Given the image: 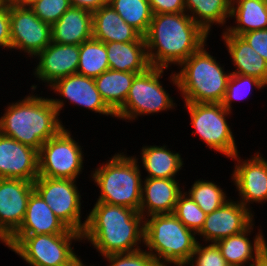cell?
<instances>
[{
    "instance_id": "ac0fdd59",
    "label": "cell",
    "mask_w": 267,
    "mask_h": 266,
    "mask_svg": "<svg viewBox=\"0 0 267 266\" xmlns=\"http://www.w3.org/2000/svg\"><path fill=\"white\" fill-rule=\"evenodd\" d=\"M38 177V150L0 133V178L34 182Z\"/></svg>"
},
{
    "instance_id": "b9f144b4",
    "label": "cell",
    "mask_w": 267,
    "mask_h": 266,
    "mask_svg": "<svg viewBox=\"0 0 267 266\" xmlns=\"http://www.w3.org/2000/svg\"><path fill=\"white\" fill-rule=\"evenodd\" d=\"M258 232V259L267 264V239L263 234L261 226H257Z\"/></svg>"
},
{
    "instance_id": "7a4b0ae2",
    "label": "cell",
    "mask_w": 267,
    "mask_h": 266,
    "mask_svg": "<svg viewBox=\"0 0 267 266\" xmlns=\"http://www.w3.org/2000/svg\"><path fill=\"white\" fill-rule=\"evenodd\" d=\"M144 39L150 65L171 70L206 43L209 35L186 12L164 13L153 14Z\"/></svg>"
},
{
    "instance_id": "f1b7e54d",
    "label": "cell",
    "mask_w": 267,
    "mask_h": 266,
    "mask_svg": "<svg viewBox=\"0 0 267 266\" xmlns=\"http://www.w3.org/2000/svg\"><path fill=\"white\" fill-rule=\"evenodd\" d=\"M137 73L106 70L94 78L97 90L106 105L116 113L125 103Z\"/></svg>"
},
{
    "instance_id": "6da1fadb",
    "label": "cell",
    "mask_w": 267,
    "mask_h": 266,
    "mask_svg": "<svg viewBox=\"0 0 267 266\" xmlns=\"http://www.w3.org/2000/svg\"><path fill=\"white\" fill-rule=\"evenodd\" d=\"M82 242L91 243L103 257L144 248V217L122 205L95 202L88 211Z\"/></svg>"
},
{
    "instance_id": "4316f807",
    "label": "cell",
    "mask_w": 267,
    "mask_h": 266,
    "mask_svg": "<svg viewBox=\"0 0 267 266\" xmlns=\"http://www.w3.org/2000/svg\"><path fill=\"white\" fill-rule=\"evenodd\" d=\"M109 69L140 74L151 67L145 42L105 43Z\"/></svg>"
},
{
    "instance_id": "d6986e66",
    "label": "cell",
    "mask_w": 267,
    "mask_h": 266,
    "mask_svg": "<svg viewBox=\"0 0 267 266\" xmlns=\"http://www.w3.org/2000/svg\"><path fill=\"white\" fill-rule=\"evenodd\" d=\"M179 180L143 178L139 213L144 219L151 215L174 212L178 196L184 191V183L181 184Z\"/></svg>"
},
{
    "instance_id": "e0dca14e",
    "label": "cell",
    "mask_w": 267,
    "mask_h": 266,
    "mask_svg": "<svg viewBox=\"0 0 267 266\" xmlns=\"http://www.w3.org/2000/svg\"><path fill=\"white\" fill-rule=\"evenodd\" d=\"M34 182L0 178V233L8 240L22 224Z\"/></svg>"
},
{
    "instance_id": "9a60e30c",
    "label": "cell",
    "mask_w": 267,
    "mask_h": 266,
    "mask_svg": "<svg viewBox=\"0 0 267 266\" xmlns=\"http://www.w3.org/2000/svg\"><path fill=\"white\" fill-rule=\"evenodd\" d=\"M33 59L37 64L34 66L32 75L39 83L37 85L35 83L32 84L30 90L37 91L38 87H40L38 86L39 84L48 88L56 80L77 73L79 46L51 42Z\"/></svg>"
},
{
    "instance_id": "4dcf8cb0",
    "label": "cell",
    "mask_w": 267,
    "mask_h": 266,
    "mask_svg": "<svg viewBox=\"0 0 267 266\" xmlns=\"http://www.w3.org/2000/svg\"><path fill=\"white\" fill-rule=\"evenodd\" d=\"M109 70L106 46L104 42L91 38L79 46V64L77 73L96 78Z\"/></svg>"
},
{
    "instance_id": "603a6c76",
    "label": "cell",
    "mask_w": 267,
    "mask_h": 266,
    "mask_svg": "<svg viewBox=\"0 0 267 266\" xmlns=\"http://www.w3.org/2000/svg\"><path fill=\"white\" fill-rule=\"evenodd\" d=\"M226 50L235 70L233 74L252 76L267 86V62L239 35L222 34Z\"/></svg>"
},
{
    "instance_id": "ee69618b",
    "label": "cell",
    "mask_w": 267,
    "mask_h": 266,
    "mask_svg": "<svg viewBox=\"0 0 267 266\" xmlns=\"http://www.w3.org/2000/svg\"><path fill=\"white\" fill-rule=\"evenodd\" d=\"M68 266H88L85 263H83V260L81 259V256H78L73 262H71ZM89 266H95L93 265H89Z\"/></svg>"
},
{
    "instance_id": "484cf974",
    "label": "cell",
    "mask_w": 267,
    "mask_h": 266,
    "mask_svg": "<svg viewBox=\"0 0 267 266\" xmlns=\"http://www.w3.org/2000/svg\"><path fill=\"white\" fill-rule=\"evenodd\" d=\"M256 227L254 221L243 232L216 242L229 266H251L258 259V232L255 230ZM252 233L255 236L251 238Z\"/></svg>"
},
{
    "instance_id": "83f0119b",
    "label": "cell",
    "mask_w": 267,
    "mask_h": 266,
    "mask_svg": "<svg viewBox=\"0 0 267 266\" xmlns=\"http://www.w3.org/2000/svg\"><path fill=\"white\" fill-rule=\"evenodd\" d=\"M232 0H185L186 13L209 36L213 26L224 27L230 20ZM211 32V33H210Z\"/></svg>"
},
{
    "instance_id": "ab89813d",
    "label": "cell",
    "mask_w": 267,
    "mask_h": 266,
    "mask_svg": "<svg viewBox=\"0 0 267 266\" xmlns=\"http://www.w3.org/2000/svg\"><path fill=\"white\" fill-rule=\"evenodd\" d=\"M153 14L184 13L185 0H148Z\"/></svg>"
},
{
    "instance_id": "30bf717a",
    "label": "cell",
    "mask_w": 267,
    "mask_h": 266,
    "mask_svg": "<svg viewBox=\"0 0 267 266\" xmlns=\"http://www.w3.org/2000/svg\"><path fill=\"white\" fill-rule=\"evenodd\" d=\"M70 130L64 127L56 136L43 143L38 151V176L80 179L85 163L84 148Z\"/></svg>"
},
{
    "instance_id": "8fae6325",
    "label": "cell",
    "mask_w": 267,
    "mask_h": 266,
    "mask_svg": "<svg viewBox=\"0 0 267 266\" xmlns=\"http://www.w3.org/2000/svg\"><path fill=\"white\" fill-rule=\"evenodd\" d=\"M77 184V180L38 176L34 181V190L69 229L82 234L87 216L85 220L82 218L84 201Z\"/></svg>"
},
{
    "instance_id": "bcb514c9",
    "label": "cell",
    "mask_w": 267,
    "mask_h": 266,
    "mask_svg": "<svg viewBox=\"0 0 267 266\" xmlns=\"http://www.w3.org/2000/svg\"><path fill=\"white\" fill-rule=\"evenodd\" d=\"M251 266H267V264L257 259Z\"/></svg>"
},
{
    "instance_id": "f35d334b",
    "label": "cell",
    "mask_w": 267,
    "mask_h": 266,
    "mask_svg": "<svg viewBox=\"0 0 267 266\" xmlns=\"http://www.w3.org/2000/svg\"><path fill=\"white\" fill-rule=\"evenodd\" d=\"M241 36L267 62V29L246 32Z\"/></svg>"
},
{
    "instance_id": "1f68e13d",
    "label": "cell",
    "mask_w": 267,
    "mask_h": 266,
    "mask_svg": "<svg viewBox=\"0 0 267 266\" xmlns=\"http://www.w3.org/2000/svg\"><path fill=\"white\" fill-rule=\"evenodd\" d=\"M108 4L142 36L147 33L153 16L148 0H108Z\"/></svg>"
},
{
    "instance_id": "cb8c5ba5",
    "label": "cell",
    "mask_w": 267,
    "mask_h": 266,
    "mask_svg": "<svg viewBox=\"0 0 267 266\" xmlns=\"http://www.w3.org/2000/svg\"><path fill=\"white\" fill-rule=\"evenodd\" d=\"M53 43L80 46L92 38V12L71 6L60 19L51 26Z\"/></svg>"
},
{
    "instance_id": "3957f363",
    "label": "cell",
    "mask_w": 267,
    "mask_h": 266,
    "mask_svg": "<svg viewBox=\"0 0 267 266\" xmlns=\"http://www.w3.org/2000/svg\"><path fill=\"white\" fill-rule=\"evenodd\" d=\"M30 91L5 106L0 116V133L39 151L43 143L56 136L65 125L48 96Z\"/></svg>"
},
{
    "instance_id": "7c38bea8",
    "label": "cell",
    "mask_w": 267,
    "mask_h": 266,
    "mask_svg": "<svg viewBox=\"0 0 267 266\" xmlns=\"http://www.w3.org/2000/svg\"><path fill=\"white\" fill-rule=\"evenodd\" d=\"M9 15L11 52L33 59L52 42L51 25L41 21L29 6L9 4Z\"/></svg>"
},
{
    "instance_id": "44dd1931",
    "label": "cell",
    "mask_w": 267,
    "mask_h": 266,
    "mask_svg": "<svg viewBox=\"0 0 267 266\" xmlns=\"http://www.w3.org/2000/svg\"><path fill=\"white\" fill-rule=\"evenodd\" d=\"M92 38L104 43L145 42L144 36L128 25L108 3L92 12Z\"/></svg>"
},
{
    "instance_id": "74e56055",
    "label": "cell",
    "mask_w": 267,
    "mask_h": 266,
    "mask_svg": "<svg viewBox=\"0 0 267 266\" xmlns=\"http://www.w3.org/2000/svg\"><path fill=\"white\" fill-rule=\"evenodd\" d=\"M10 38V15L9 3L0 1V48L9 51Z\"/></svg>"
},
{
    "instance_id": "52a82bcc",
    "label": "cell",
    "mask_w": 267,
    "mask_h": 266,
    "mask_svg": "<svg viewBox=\"0 0 267 266\" xmlns=\"http://www.w3.org/2000/svg\"><path fill=\"white\" fill-rule=\"evenodd\" d=\"M164 72H168V69L151 66L137 74L124 105L115 113L116 118L131 123L145 115H158L164 111L174 110L178 105L173 100L174 97L167 92L166 86H163L161 79L165 75Z\"/></svg>"
},
{
    "instance_id": "d590c367",
    "label": "cell",
    "mask_w": 267,
    "mask_h": 266,
    "mask_svg": "<svg viewBox=\"0 0 267 266\" xmlns=\"http://www.w3.org/2000/svg\"><path fill=\"white\" fill-rule=\"evenodd\" d=\"M205 244V245H204ZM185 266H229L216 243L198 242Z\"/></svg>"
},
{
    "instance_id": "7bdbcfd3",
    "label": "cell",
    "mask_w": 267,
    "mask_h": 266,
    "mask_svg": "<svg viewBox=\"0 0 267 266\" xmlns=\"http://www.w3.org/2000/svg\"><path fill=\"white\" fill-rule=\"evenodd\" d=\"M33 1L35 0H9L8 3L13 5L28 6Z\"/></svg>"
},
{
    "instance_id": "4fadbf2b",
    "label": "cell",
    "mask_w": 267,
    "mask_h": 266,
    "mask_svg": "<svg viewBox=\"0 0 267 266\" xmlns=\"http://www.w3.org/2000/svg\"><path fill=\"white\" fill-rule=\"evenodd\" d=\"M263 155L259 150L247 159L240 152L230 158L235 161L230 182L236 187V199L253 214L254 203L263 206L267 202V159Z\"/></svg>"
},
{
    "instance_id": "d4e9b609",
    "label": "cell",
    "mask_w": 267,
    "mask_h": 266,
    "mask_svg": "<svg viewBox=\"0 0 267 266\" xmlns=\"http://www.w3.org/2000/svg\"><path fill=\"white\" fill-rule=\"evenodd\" d=\"M222 34L241 36L246 32L267 29V1L266 0H232L230 20ZM235 23V24H234Z\"/></svg>"
},
{
    "instance_id": "8992f818",
    "label": "cell",
    "mask_w": 267,
    "mask_h": 266,
    "mask_svg": "<svg viewBox=\"0 0 267 266\" xmlns=\"http://www.w3.org/2000/svg\"><path fill=\"white\" fill-rule=\"evenodd\" d=\"M198 243L197 234L173 213L144 219V247L158 266H185Z\"/></svg>"
},
{
    "instance_id": "5b68a950",
    "label": "cell",
    "mask_w": 267,
    "mask_h": 266,
    "mask_svg": "<svg viewBox=\"0 0 267 266\" xmlns=\"http://www.w3.org/2000/svg\"><path fill=\"white\" fill-rule=\"evenodd\" d=\"M124 151L110 155L109 160L92 168L89 179L99 188L96 202L122 205L139 212L144 176L138 160Z\"/></svg>"
},
{
    "instance_id": "836d02e7",
    "label": "cell",
    "mask_w": 267,
    "mask_h": 266,
    "mask_svg": "<svg viewBox=\"0 0 267 266\" xmlns=\"http://www.w3.org/2000/svg\"><path fill=\"white\" fill-rule=\"evenodd\" d=\"M173 214L196 234L201 230L207 215L184 191L178 196Z\"/></svg>"
},
{
    "instance_id": "60d3db41",
    "label": "cell",
    "mask_w": 267,
    "mask_h": 266,
    "mask_svg": "<svg viewBox=\"0 0 267 266\" xmlns=\"http://www.w3.org/2000/svg\"><path fill=\"white\" fill-rule=\"evenodd\" d=\"M107 3L108 0H70L71 6L87 9L91 12L98 10Z\"/></svg>"
},
{
    "instance_id": "7402d4cb",
    "label": "cell",
    "mask_w": 267,
    "mask_h": 266,
    "mask_svg": "<svg viewBox=\"0 0 267 266\" xmlns=\"http://www.w3.org/2000/svg\"><path fill=\"white\" fill-rule=\"evenodd\" d=\"M167 146V144L162 146L143 144L140 148V156L133 155L138 160L139 166L147 173L144 178L174 179L183 170L185 164L182 154Z\"/></svg>"
},
{
    "instance_id": "9c48e42d",
    "label": "cell",
    "mask_w": 267,
    "mask_h": 266,
    "mask_svg": "<svg viewBox=\"0 0 267 266\" xmlns=\"http://www.w3.org/2000/svg\"><path fill=\"white\" fill-rule=\"evenodd\" d=\"M184 108L190 117L192 133L206 144L211 151L222 154L230 159L239 153L232 125L228 119L229 112L221 103H190L184 102Z\"/></svg>"
},
{
    "instance_id": "ffe728a7",
    "label": "cell",
    "mask_w": 267,
    "mask_h": 266,
    "mask_svg": "<svg viewBox=\"0 0 267 266\" xmlns=\"http://www.w3.org/2000/svg\"><path fill=\"white\" fill-rule=\"evenodd\" d=\"M81 234L69 229L34 190L28 200L24 220L13 235Z\"/></svg>"
},
{
    "instance_id": "5bb4252c",
    "label": "cell",
    "mask_w": 267,
    "mask_h": 266,
    "mask_svg": "<svg viewBox=\"0 0 267 266\" xmlns=\"http://www.w3.org/2000/svg\"><path fill=\"white\" fill-rule=\"evenodd\" d=\"M49 91H53L55 96L50 97L53 105L56 107L59 115H61L63 108L68 103L72 106L83 108L85 110L105 115L116 117L115 113L106 105L97 90L95 80L91 77H86L78 73L56 80L49 86ZM61 97V98H60ZM68 101V102H67Z\"/></svg>"
},
{
    "instance_id": "8d00e7d4",
    "label": "cell",
    "mask_w": 267,
    "mask_h": 266,
    "mask_svg": "<svg viewBox=\"0 0 267 266\" xmlns=\"http://www.w3.org/2000/svg\"><path fill=\"white\" fill-rule=\"evenodd\" d=\"M107 266H158L154 257L146 250L140 249L130 253H115L103 256Z\"/></svg>"
},
{
    "instance_id": "f6af8a7d",
    "label": "cell",
    "mask_w": 267,
    "mask_h": 266,
    "mask_svg": "<svg viewBox=\"0 0 267 266\" xmlns=\"http://www.w3.org/2000/svg\"><path fill=\"white\" fill-rule=\"evenodd\" d=\"M0 242L8 248V240L0 233Z\"/></svg>"
},
{
    "instance_id": "277c9868",
    "label": "cell",
    "mask_w": 267,
    "mask_h": 266,
    "mask_svg": "<svg viewBox=\"0 0 267 266\" xmlns=\"http://www.w3.org/2000/svg\"><path fill=\"white\" fill-rule=\"evenodd\" d=\"M204 43L177 68L168 81L180 92L181 100L190 103H221L231 71L226 70ZM206 46V47H205ZM208 50V51H207Z\"/></svg>"
},
{
    "instance_id": "d6a6232c",
    "label": "cell",
    "mask_w": 267,
    "mask_h": 266,
    "mask_svg": "<svg viewBox=\"0 0 267 266\" xmlns=\"http://www.w3.org/2000/svg\"><path fill=\"white\" fill-rule=\"evenodd\" d=\"M266 87L267 86L261 80L255 77L232 73L228 80L227 89L221 104L229 112L233 113V103L236 101L240 103V101L245 100V98H249L254 89L255 91L263 89L264 91Z\"/></svg>"
},
{
    "instance_id": "2e32d148",
    "label": "cell",
    "mask_w": 267,
    "mask_h": 266,
    "mask_svg": "<svg viewBox=\"0 0 267 266\" xmlns=\"http://www.w3.org/2000/svg\"><path fill=\"white\" fill-rule=\"evenodd\" d=\"M255 217V214L238 200L231 198L217 210L206 215L204 224L197 233L198 242L200 240L204 243H216L221 239L239 234L255 221Z\"/></svg>"
},
{
    "instance_id": "f546056e",
    "label": "cell",
    "mask_w": 267,
    "mask_h": 266,
    "mask_svg": "<svg viewBox=\"0 0 267 266\" xmlns=\"http://www.w3.org/2000/svg\"><path fill=\"white\" fill-rule=\"evenodd\" d=\"M184 184V192L206 214L212 213L231 199L226 190L220 187L219 182L216 183L214 180L196 179L191 188L187 189L188 191L185 189V186L188 185H186V182Z\"/></svg>"
},
{
    "instance_id": "e575fe53",
    "label": "cell",
    "mask_w": 267,
    "mask_h": 266,
    "mask_svg": "<svg viewBox=\"0 0 267 266\" xmlns=\"http://www.w3.org/2000/svg\"><path fill=\"white\" fill-rule=\"evenodd\" d=\"M28 6L41 21L52 26L71 4L70 0H35Z\"/></svg>"
},
{
    "instance_id": "ba28073f",
    "label": "cell",
    "mask_w": 267,
    "mask_h": 266,
    "mask_svg": "<svg viewBox=\"0 0 267 266\" xmlns=\"http://www.w3.org/2000/svg\"><path fill=\"white\" fill-rule=\"evenodd\" d=\"M77 242L81 234L12 235L8 248L29 266H68L78 257Z\"/></svg>"
}]
</instances>
